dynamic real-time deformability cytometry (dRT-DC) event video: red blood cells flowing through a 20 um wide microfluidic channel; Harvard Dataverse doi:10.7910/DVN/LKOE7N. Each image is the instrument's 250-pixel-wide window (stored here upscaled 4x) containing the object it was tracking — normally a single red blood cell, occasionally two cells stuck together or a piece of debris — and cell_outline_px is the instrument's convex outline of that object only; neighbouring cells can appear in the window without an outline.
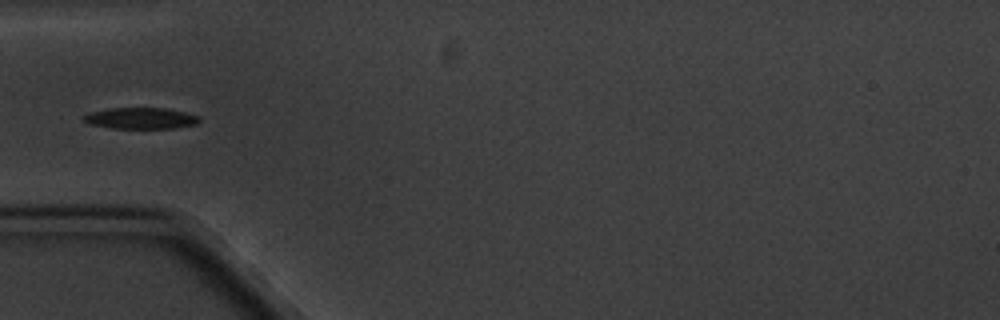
{"species": "common noctule bat (a hibernating species)", "species_latin": "Nyctalus noctula", "temperature_condition": "cold", "stored_images_in_passage": 8, "camera_frame_rate_fps": 3000, "um_per_image_px": 0.085, "animal": {"sex": "male", "body_mass_g": 20.1, "forearm_length_mm": 53.5}, "frame": {"image": 1, "passage_image": 4, "time_ms": 3.333, "image_size_px": [1000, 320], "cell_outline_px": [[200, 120], [196, 124], [176, 128], [112, 128], [88, 124], [80, 116], [88, 112], [108, 108], [168, 108], [200, 116]], "centroid_in_image_um": [11.92, 10.04], "position_along_channel_um": 73.1, "area_um2": 14.51}}